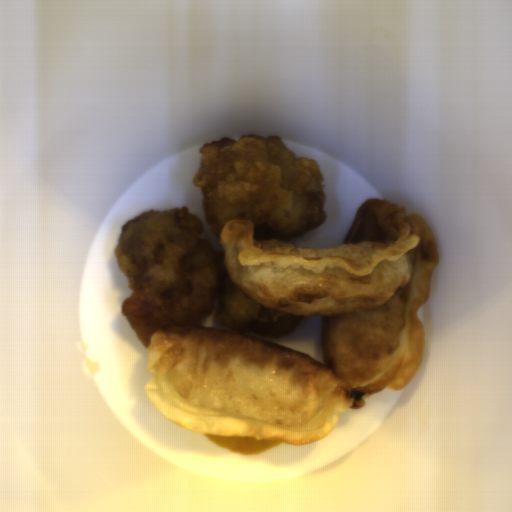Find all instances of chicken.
I'll return each mask as SVG.
<instances>
[{"instance_id": "chicken-2", "label": "chicken", "mask_w": 512, "mask_h": 512, "mask_svg": "<svg viewBox=\"0 0 512 512\" xmlns=\"http://www.w3.org/2000/svg\"><path fill=\"white\" fill-rule=\"evenodd\" d=\"M199 154L192 184L202 191L200 204L216 239L231 221H251L254 240L283 243L325 222L321 169L314 158L296 157L281 136H223Z\"/></svg>"}, {"instance_id": "chicken-1", "label": "chicken", "mask_w": 512, "mask_h": 512, "mask_svg": "<svg viewBox=\"0 0 512 512\" xmlns=\"http://www.w3.org/2000/svg\"><path fill=\"white\" fill-rule=\"evenodd\" d=\"M205 227L188 206L142 211L121 229L113 251L132 291L122 312L147 351L152 334L180 324H214L279 338L303 319L263 307L230 280L224 250L200 239Z\"/></svg>"}]
</instances>
